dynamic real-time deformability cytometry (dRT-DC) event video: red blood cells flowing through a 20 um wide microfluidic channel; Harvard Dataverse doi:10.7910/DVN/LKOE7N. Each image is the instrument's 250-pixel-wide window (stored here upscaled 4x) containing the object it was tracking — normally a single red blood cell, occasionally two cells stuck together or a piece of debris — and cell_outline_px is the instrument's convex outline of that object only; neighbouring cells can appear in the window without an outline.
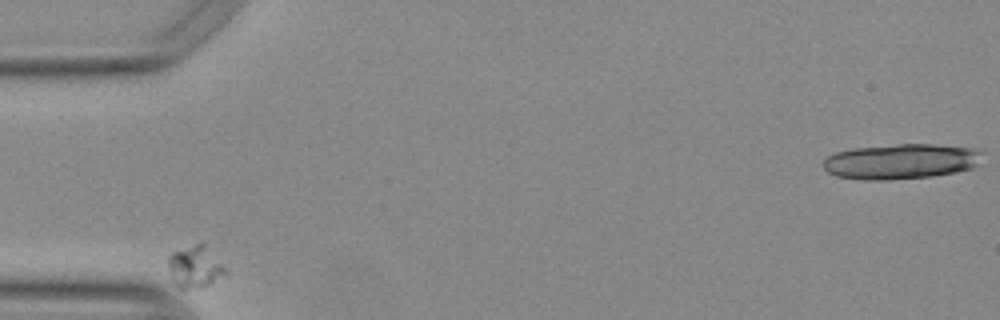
{"species": "Egyptian fruit bat (a non-hibernating species)", "species_latin": "Rousettus aegyptiacus", "temperature_condition": "warm", "stored_images_in_passage": 5, "camera_frame_rate_fps": 3000, "um_per_image_px": 0.085, "animal": {"sex": "female"}, "frame": {"image": 1, "passage_image": 1, "time_ms": 0.0, "image_size_px": [1000, 320], "cell_outline_px": [[228, 272], [224, 276], [208, 284], [188, 288], [180, 288], [176, 284], [172, 276], [168, 264], [168, 256], [172, 252], [196, 244], [204, 244], [228, 268]], "centroid_in_image_um": [16.62, 22.66], "position_along_channel_um": 68.4, "area_um2": 13.58}}